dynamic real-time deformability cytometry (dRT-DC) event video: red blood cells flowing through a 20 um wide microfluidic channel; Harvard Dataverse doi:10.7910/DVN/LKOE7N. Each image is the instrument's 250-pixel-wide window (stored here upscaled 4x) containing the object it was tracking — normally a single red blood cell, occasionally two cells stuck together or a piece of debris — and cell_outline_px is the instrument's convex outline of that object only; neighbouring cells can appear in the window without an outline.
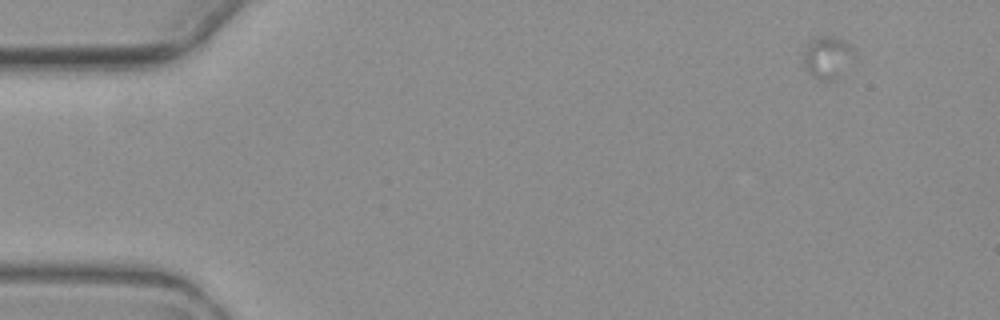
{"species": "common noctule bat (a hibernating species)", "species_latin": "Nyctalus noctula", "temperature_condition": "warm", "stored_images_in_passage": 5, "camera_frame_rate_fps": 3000, "um_per_image_px": 0.085, "animal": {"sex": "female", "body_mass_g": 19.3, "forearm_length_mm": 54.1}, "frame": {"image": 1, "passage_image": 1, "time_ms": 0.0, "image_size_px": [1000, 320], "cell_outline_px": [[856, 56], [836, 80], [816, 80], [804, 68], [804, 56], [812, 40], [816, 36], [832, 36], [844, 40], [856, 52]], "centroid_in_image_um": [70.38, 4.9], "position_along_channel_um": 14.6, "area_um2": 12.48}}
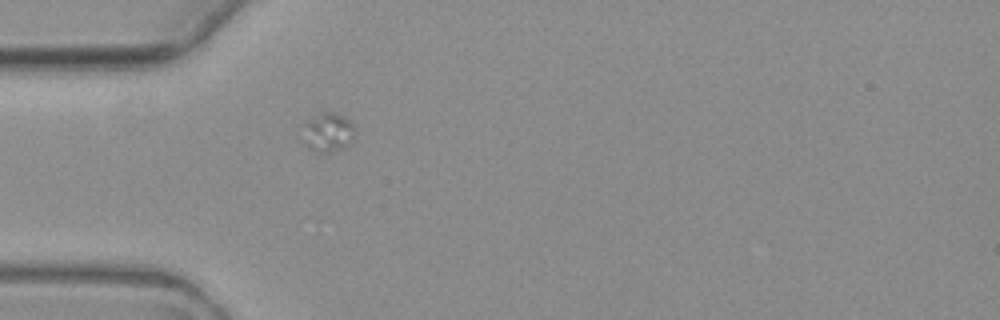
{"frame": {"image": 2, "passage_image": 5, "time_ms": 5.0, "image_size_px": [1000, 320], "cell_outline_px": [[356, 140], [352, 144], [344, 148], [332, 152], [316, 152], [308, 148], [296, 136], [304, 120], [316, 112], [336, 112], [352, 120], [356, 124]], "centroid_in_image_um": [27.83, 11.22], "position_along_channel_um": 57.2, "area_um2": 13.53}}